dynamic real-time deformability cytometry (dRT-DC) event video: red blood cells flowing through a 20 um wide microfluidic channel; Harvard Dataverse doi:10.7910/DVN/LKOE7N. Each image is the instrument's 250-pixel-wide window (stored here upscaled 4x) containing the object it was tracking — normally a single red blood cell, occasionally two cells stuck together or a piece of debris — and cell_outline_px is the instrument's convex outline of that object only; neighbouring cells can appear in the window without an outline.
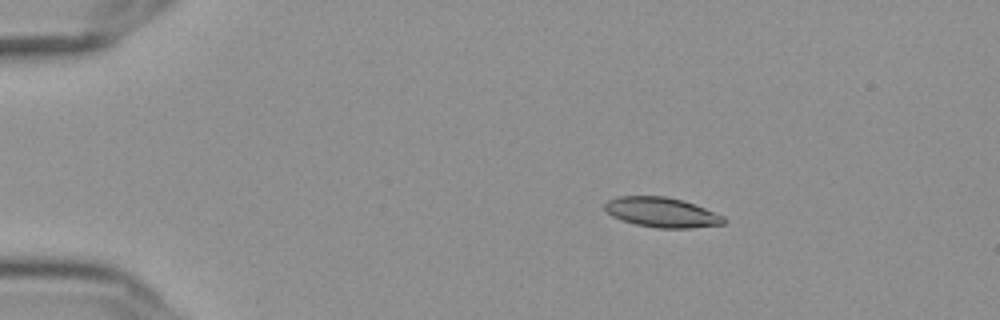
{"species": "Egyptian fruit bat (a non-hibernating species)", "species_latin": "Rousettus aegyptiacus", "temperature_condition": "cold", "stored_images_in_passage": 56, "camera_frame_rate_fps": 3000, "um_per_image_px": 0.085, "frame": {"image": 1, "passage_image": 10, "time_ms": 3.0, "image_size_px": [1000, 320], "cell_outline_px": [[728, 220], [724, 224], [692, 228], [656, 228], [636, 224], [620, 220], [612, 216], [604, 208], [604, 204], [608, 200], [620, 196], [664, 196], [680, 200], [704, 208], [724, 216]], "centroid_in_image_um": [56.25, 18.06], "position_along_channel_um": 28.8, "area_um2": 20.63}}
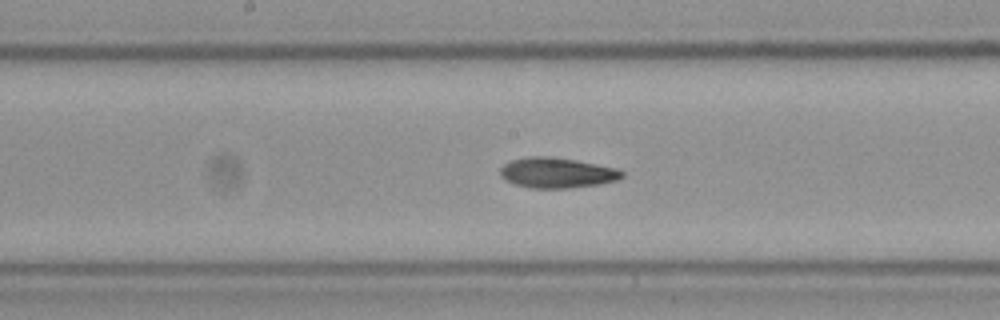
{"frame": {"image": 2, "passage_image": 30, "time_ms": 9.667, "image_size_px": [1000, 320], "cell_outline_px": [[624, 176], [616, 180], [600, 184], [568, 188], [528, 188], [504, 180], [500, 176], [500, 168], [504, 164], [512, 160], [528, 156], [552, 156], [576, 160], [616, 168], [624, 172]], "centroid_in_image_um": [47.32, 14.68], "position_along_channel_um": 200.9, "area_um2": 21.62}}
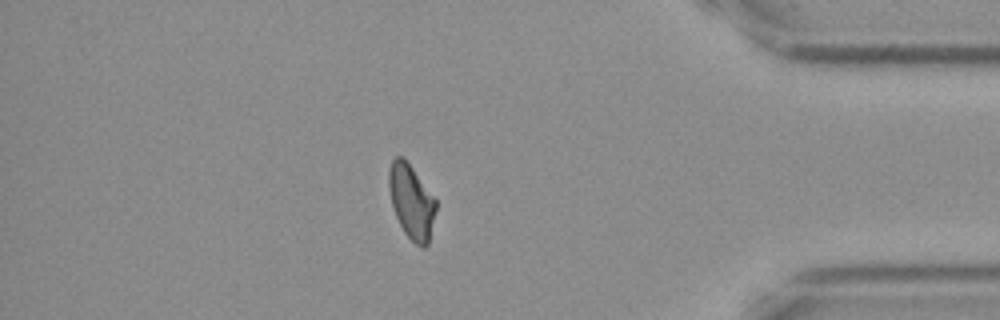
{"frame": {"image": 3, "passage_image": 49, "time_ms": 16.0, "image_size_px": [1000, 320], "cell_outline_px": [[436, 208], [428, 244], [424, 248], [416, 244], [404, 232], [396, 216], [392, 204], [388, 184], [388, 168], [392, 160], [396, 156], [404, 156], [436, 200]], "centroid_in_image_um": [34.95, 17.1], "position_along_channel_um": 400.2, "area_um2": 20.17}, "authors_computed_cell_mechanics": {"area_um2": 20.9236, "velocity_mm_per_s": 3.6343, "shape_relaxation_time_tau1_ms": 7.008, "shape_relaxation_time_tau2_ms": 4.4084, "deformation_change_tau1": 0.1616, "deformation_change_tau2": 0.1068}}